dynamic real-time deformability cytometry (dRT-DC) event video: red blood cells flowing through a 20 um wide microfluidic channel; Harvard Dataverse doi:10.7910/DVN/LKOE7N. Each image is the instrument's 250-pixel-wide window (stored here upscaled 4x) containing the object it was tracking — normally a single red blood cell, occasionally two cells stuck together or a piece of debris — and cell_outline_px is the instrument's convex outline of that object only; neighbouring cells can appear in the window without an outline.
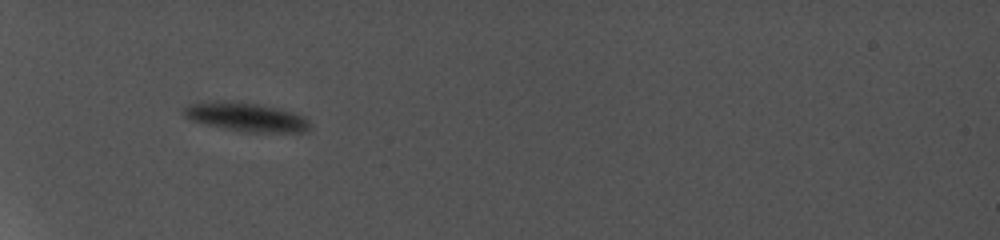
{"species": "common noctule bat (a hibernating species)", "species_latin": "Nyctalus noctula", "temperature_condition": "cold", "stored_images_in_passage": 15, "camera_frame_rate_fps": 5000, "um_per_image_px": 0.085, "animal": {"sex": "female", "body_mass_g": 19.0, "forearm_length_mm": 56.7}, "frame": {"image": 1, "passage_image": 7, "time_ms": 5.2, "image_size_px": [1000, 240], "cell_outline_px": [[308, 124], [300, 132], [268, 132], [232, 128], [212, 124], [196, 120], [188, 116], [188, 108], [196, 104], [244, 104], [268, 108], [300, 116]], "centroid_in_image_um": [21.02, 10.0], "position_along_channel_um": 64.0, "area_um2": 17.46}}
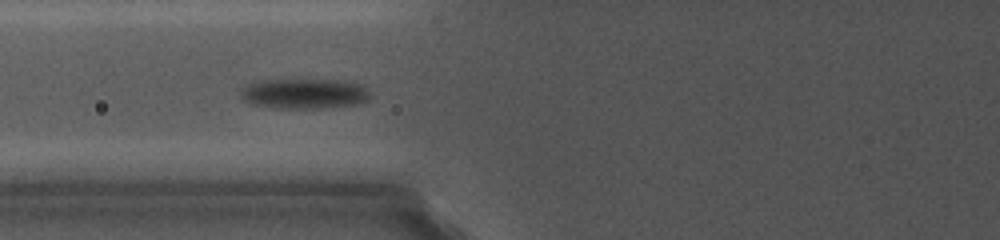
{"frame": {"image": 2, "passage_image": 9, "time_ms": 6.8, "image_size_px": [1000, 240], "cell_outline_px": [[368, 100], [352, 104], [316, 108], [272, 108], [248, 100], [244, 96], [244, 92], [248, 88], [256, 84], [268, 80], [340, 80], [360, 84], [368, 92]], "centroid_in_image_um": [26.01, 7.96], "position_along_channel_um": 99.8, "area_um2": 21.33}}